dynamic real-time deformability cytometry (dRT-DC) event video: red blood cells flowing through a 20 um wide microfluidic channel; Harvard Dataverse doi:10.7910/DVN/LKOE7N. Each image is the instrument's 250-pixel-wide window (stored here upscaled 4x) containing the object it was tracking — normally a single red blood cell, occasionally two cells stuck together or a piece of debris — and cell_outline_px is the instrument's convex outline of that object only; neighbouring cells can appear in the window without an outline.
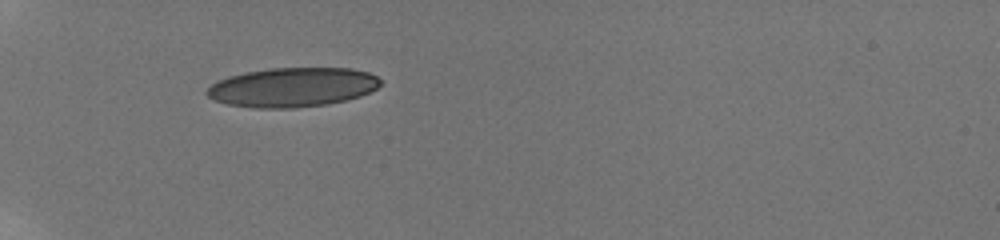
{"species": "human", "species_latin": "Homo sapiens", "temperature_condition": "room temperature", "stored_images_in_passage": 37, "camera_frame_rate_fps": 3000, "um_per_image_px": 0.085, "donor": {"sex": "male"}, "frame": {"image": 1, "passage_image": 1, "time_ms": 0.0, "image_size_px": [1000, 240], "cell_outline_px": [[380, 84], [376, 88], [360, 96], [328, 104], [296, 108], [252, 108], [228, 104], [212, 100], [204, 92], [212, 84], [228, 76], [244, 72], [272, 68], [352, 68], [368, 72], [376, 76], [380, 80]], "centroid_in_image_um": [24.83, 7.42], "position_along_channel_um": 60.2, "area_um2": 39.82}}
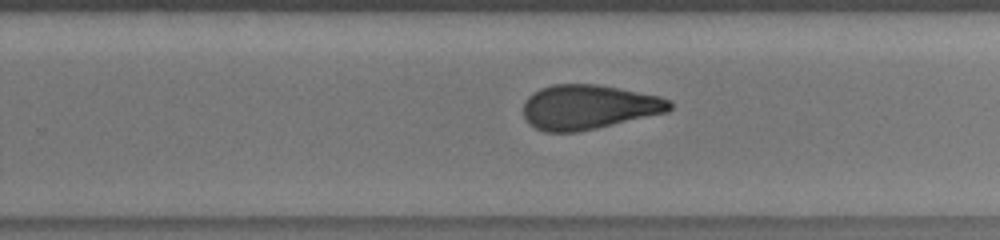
{"frame": {"image": 2, "passage_image": 20, "time_ms": 6.333, "image_size_px": [1000, 240], "cell_outline_px": [[672, 108], [668, 112], [596, 128], [576, 132], [544, 132], [528, 124], [524, 120], [524, 100], [532, 92], [540, 88], [552, 84], [600, 84], [660, 96], [672, 100]], "centroid_in_image_um": [50.02, 9.09], "position_along_channel_um": 279.8, "area_um2": 38.38}}
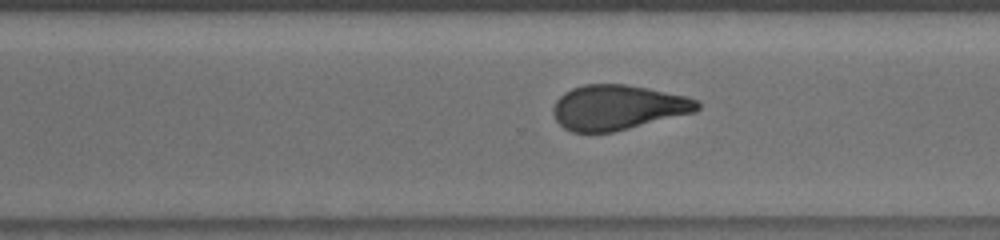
{"frame": {"image": 3, "passage_image": 23, "time_ms": 7.333, "image_size_px": [1000, 240], "cell_outline_px": [[700, 108], [696, 112], [612, 132], [572, 132], [564, 128], [556, 120], [552, 112], [552, 108], [556, 100], [564, 92], [572, 88], [584, 84], [624, 84], [648, 88], [688, 96], [696, 100], [700, 104]], "centroid_in_image_um": [52.5, 9.12], "position_along_channel_um": 318.1, "area_um2": 37.8}, "authors_computed_cell_mechanics": {"area_um2": 38.8416, "velocity_mm_per_s": 3.8466, "shape_relaxation_time_tau1_ms": 10.5818, "shape_relaxation_time_tau2_ms": 1.5849, "deformation_change_tau1": 0.2397, "deformation_change_tau2": 0.0836}}